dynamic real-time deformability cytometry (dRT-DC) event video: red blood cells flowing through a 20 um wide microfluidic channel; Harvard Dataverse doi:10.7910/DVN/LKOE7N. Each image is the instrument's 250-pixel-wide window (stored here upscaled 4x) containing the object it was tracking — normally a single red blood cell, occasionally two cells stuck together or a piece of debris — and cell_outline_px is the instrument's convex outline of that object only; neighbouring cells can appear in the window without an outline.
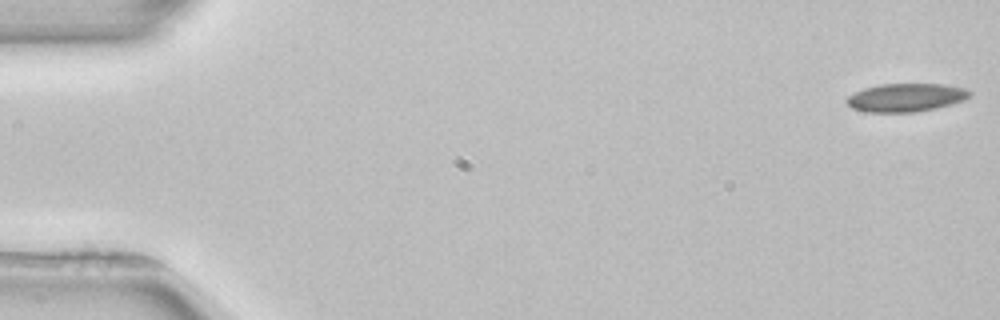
{"species": "common noctule bat (a hibernating species)", "species_latin": "Nyctalus noctula", "temperature_condition": "room temperature", "stored_images_in_passage": 52, "camera_frame_rate_fps": 3000, "um_per_image_px": 0.085, "animal": {"sex": "female", "body_mass_g": 22.7, "forearm_length_mm": 54.2}, "frame": {"image": 1, "passage_image": 1, "time_ms": 0.0, "image_size_px": [1000, 320], "cell_outline_px": [[972, 96], [964, 100], [936, 108], [916, 112], [868, 112], [852, 108], [844, 100], [848, 96], [864, 88], [880, 84], [944, 84], [964, 88], [972, 92]], "centroid_in_image_um": [77.02, 8.29], "position_along_channel_um": 8.0, "area_um2": 20.29}}
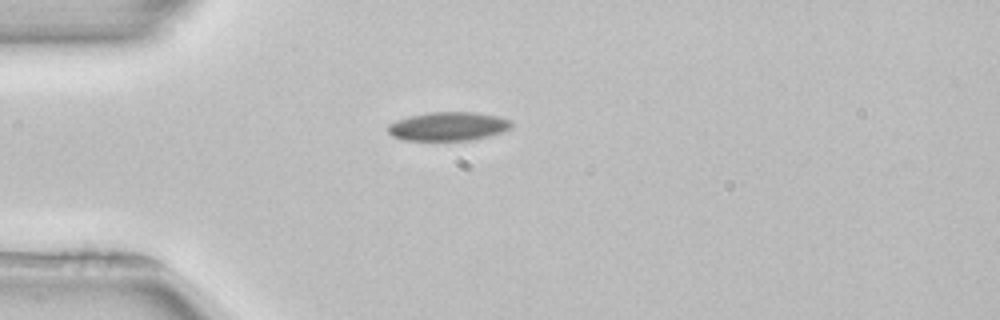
{"frame": {"image": 2, "passage_image": 14, "time_ms": 4.333, "image_size_px": [1000, 320], "cell_outline_px": [[512, 128], [488, 136], [468, 140], [404, 140], [392, 136], [388, 132], [388, 124], [396, 120], [408, 116], [428, 112], [476, 112], [496, 116], [512, 120]], "centroid_in_image_um": [38.08, 10.73], "position_along_channel_um": 46.9, "area_um2": 20.69}, "authors_computed_cell_mechanics": {"area_um2": 20.4901, "velocity_mm_per_s": 3.9321, "shape_relaxation_time_tau1_ms": 4.8165, "shape_relaxation_time_tau2_ms": null, "deformation_change_tau1": 0.0774, "deformation_change_tau2": null}}